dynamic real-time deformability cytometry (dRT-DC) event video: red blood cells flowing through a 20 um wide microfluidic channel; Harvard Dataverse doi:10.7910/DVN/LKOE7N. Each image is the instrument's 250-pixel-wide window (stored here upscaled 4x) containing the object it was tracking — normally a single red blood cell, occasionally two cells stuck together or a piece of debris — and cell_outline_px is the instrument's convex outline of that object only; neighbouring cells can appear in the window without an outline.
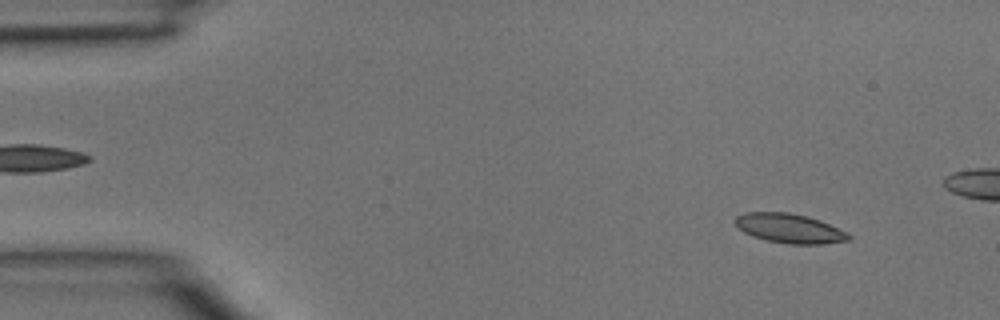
{"species": "common noctule bat (a hibernating species)", "species_latin": "Nyctalus noctula", "temperature_condition": "room temperature", "stored_images_in_passage": 4, "segment_of_instrument_passage": [2, 2], "camera_frame_rate_fps": 3000, "um_per_image_px": 0.085, "animal": {"sex": "male", "body_mass_g": 15.6}, "frame": {"image": 1, "passage_image": 4, "time_ms": 1.0, "image_size_px": [1000, 320], "cell_outline_px": [[852, 236], [848, 240], [824, 244], [788, 244], [768, 240], [752, 236], [736, 228], [732, 220], [736, 216], [744, 212], [788, 212], [808, 216], [820, 220], [848, 232]], "centroid_in_image_um": [67.07, 19.4], "position_along_channel_um": 17.9, "area_um2": 19.71}}